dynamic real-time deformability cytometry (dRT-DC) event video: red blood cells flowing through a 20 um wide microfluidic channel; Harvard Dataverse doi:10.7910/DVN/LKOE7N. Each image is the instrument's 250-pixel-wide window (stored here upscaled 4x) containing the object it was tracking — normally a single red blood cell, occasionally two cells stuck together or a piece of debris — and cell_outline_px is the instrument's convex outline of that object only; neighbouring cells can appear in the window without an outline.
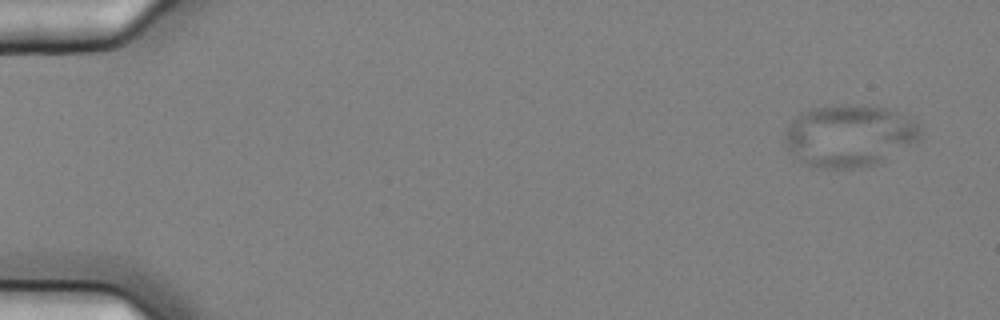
{"species": "common noctule bat (a hibernating species)", "species_latin": "Nyctalus noctula", "temperature_condition": "cold", "stored_images_in_passage": 4, "camera_frame_rate_fps": 3000, "um_per_image_px": 0.085, "animal": {"sex": "female", "body_mass_g": 25.1}, "frame": {"image": 1, "passage_image": 1, "time_ms": 0.0, "image_size_px": [1000, 320], "cell_outline_px": [[920, 140], [872, 164], [860, 168], [812, 168], [796, 160], [788, 148], [784, 140], [784, 132], [792, 120], [800, 112], [812, 108], [848, 104], [864, 104], [888, 108], [900, 112], [916, 120], [920, 124]], "centroid_in_image_um": [72.17, 11.51], "position_along_channel_um": 12.8, "area_um2": 49.42}}